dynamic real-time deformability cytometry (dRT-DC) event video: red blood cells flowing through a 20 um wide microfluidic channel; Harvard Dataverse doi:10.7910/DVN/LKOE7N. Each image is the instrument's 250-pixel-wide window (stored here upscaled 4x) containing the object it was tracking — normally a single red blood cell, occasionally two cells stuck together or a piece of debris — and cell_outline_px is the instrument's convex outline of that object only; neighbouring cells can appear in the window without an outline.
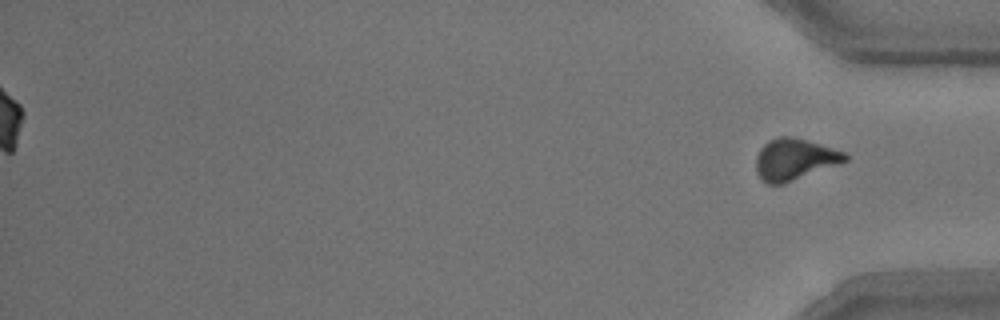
{"species": "common noctule bat (a hibernating species)", "species_latin": "Nyctalus noctula", "temperature_condition": "room temperature", "stored_images_in_passage": 54, "segment_of_instrument_passage": [2, 2], "camera_frame_rate_fps": 3000, "um_per_image_px": 0.085, "animal": {"sex": "male", "body_mass_g": 15.6}, "frame": {"image": 1, "passage_image": 54, "time_ms": 17.667, "image_size_px": [1000, 320], "cell_outline_px": [[848, 160], [784, 184], [768, 184], [756, 172], [756, 156], [760, 148], [768, 140], [776, 136], [792, 136], [808, 140], [848, 152]], "centroid_in_image_um": [67.54, 13.51], "position_along_channel_um": 367.7, "area_um2": 21.68}}